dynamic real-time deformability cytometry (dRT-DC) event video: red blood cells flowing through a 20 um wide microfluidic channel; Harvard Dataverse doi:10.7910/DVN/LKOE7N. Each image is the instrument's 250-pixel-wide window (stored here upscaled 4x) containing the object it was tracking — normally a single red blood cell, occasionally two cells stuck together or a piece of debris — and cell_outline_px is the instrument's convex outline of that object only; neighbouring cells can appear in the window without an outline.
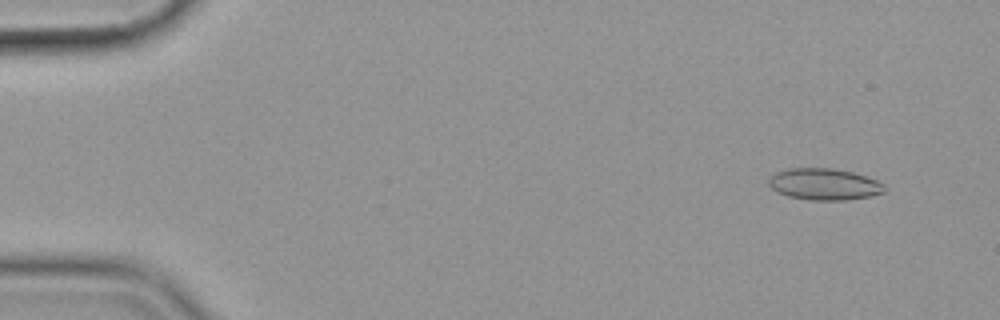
{"species": "common noctule bat (a hibernating species)", "species_latin": "Nyctalus noctula", "temperature_condition": "cold", "stored_images_in_passage": 57, "camera_frame_rate_fps": 3000, "um_per_image_px": 0.085, "animal": {"sex": "female", "body_mass_g": 19.9}, "frame": {"image": 1, "passage_image": 5, "time_ms": 1.333, "image_size_px": [1000, 320], "cell_outline_px": [[884, 192], [872, 196], [844, 200], [808, 200], [788, 196], [772, 188], [768, 184], [768, 180], [776, 172], [788, 168], [832, 168], [852, 172], [876, 180], [884, 188]], "centroid_in_image_um": [70.03, 15.66], "position_along_channel_um": 15.0, "area_um2": 21.04}}
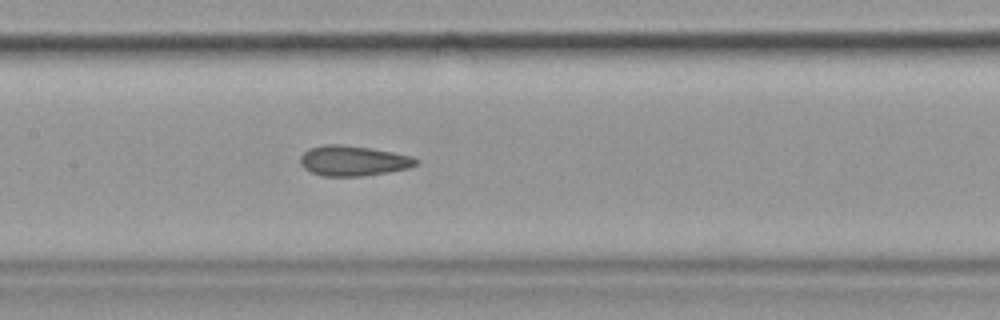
{"frame": {"image": 2, "passage_image": 28, "time_ms": 9.0, "image_size_px": [1000, 320], "cell_outline_px": [[420, 160], [416, 164], [408, 168], [388, 172], [360, 176], [320, 176], [304, 168], [300, 164], [300, 156], [308, 148], [324, 144], [340, 144], [372, 148], [412, 156]], "centroid_in_image_um": [29.99, 13.66], "position_along_channel_um": 177.4, "area_um2": 20.46}}
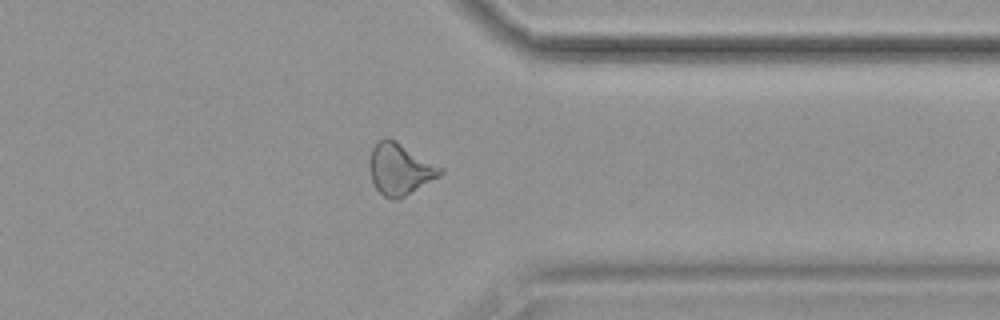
{"frame": {"image": 3, "passage_image": 45, "time_ms": 14.667, "image_size_px": [1000, 320], "cell_outline_px": [[444, 172], [440, 176], [400, 200], [392, 200], [384, 196], [376, 188], [372, 180], [368, 168], [368, 160], [372, 148], [384, 136], [388, 136], [396, 140], [444, 168]], "centroid_in_image_um": [33.99, 14.37], "position_along_channel_um": 377.4, "area_um2": 21.73}, "authors_computed_cell_mechanics": {"area_um2": 20.9814, "velocity_mm_per_s": 3.6013, "shape_relaxation_time_tau1_ms": null, "shape_relaxation_time_tau2_ms": 2.4439, "deformation_change_tau1": null, "deformation_change_tau2": 0.0983}}